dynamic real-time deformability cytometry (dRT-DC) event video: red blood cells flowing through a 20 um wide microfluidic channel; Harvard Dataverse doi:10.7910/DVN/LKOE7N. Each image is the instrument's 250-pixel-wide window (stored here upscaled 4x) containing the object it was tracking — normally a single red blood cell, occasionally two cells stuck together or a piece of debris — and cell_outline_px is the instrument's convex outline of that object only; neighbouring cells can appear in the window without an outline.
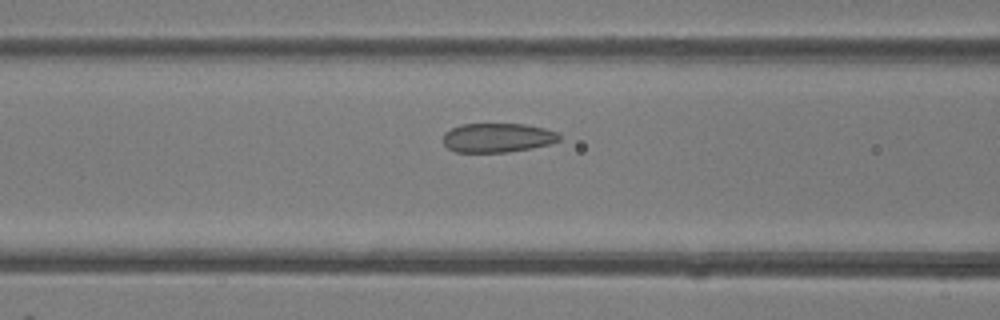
{"species": "common noctule bat (a hibernating species)", "species_latin": "Nyctalus noctula", "temperature_condition": "room temperature", "stored_images_in_passage": 44, "camera_frame_rate_fps": 3000, "um_per_image_px": 0.085, "animal": {"sex": "female"}, "frame": {"image": 1, "passage_image": 16, "time_ms": 5.0, "image_size_px": [1000, 320], "cell_outline_px": [[560, 140], [552, 144], [532, 148], [508, 152], [456, 152], [448, 148], [444, 144], [444, 132], [460, 124], [524, 124], [544, 128], [556, 132], [560, 136]], "centroid_in_image_um": [42.3, 11.71], "position_along_channel_um": 124.3, "area_um2": 19.83}}
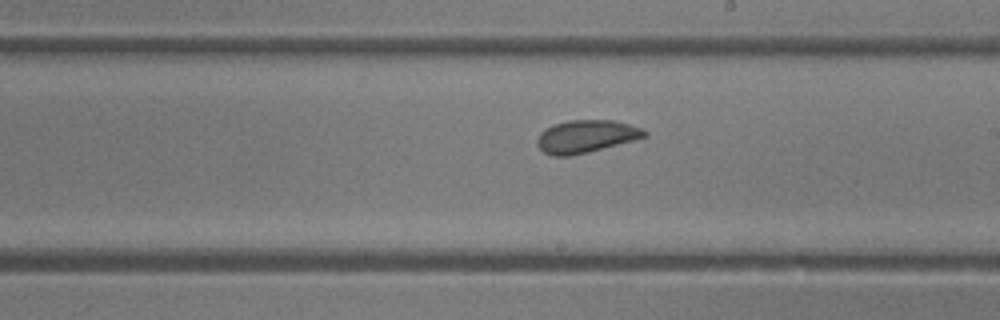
{"frame": {"image": 2, "passage_image": 24, "time_ms": 7.667, "image_size_px": [1000, 320], "cell_outline_px": [[648, 136], [636, 140], [588, 152], [568, 156], [552, 156], [544, 152], [536, 144], [536, 140], [540, 132], [544, 128], [568, 120], [616, 120], [640, 128], [648, 132]], "centroid_in_image_um": [49.81, 11.59], "position_along_channel_um": 239.2, "area_um2": 20.52}}
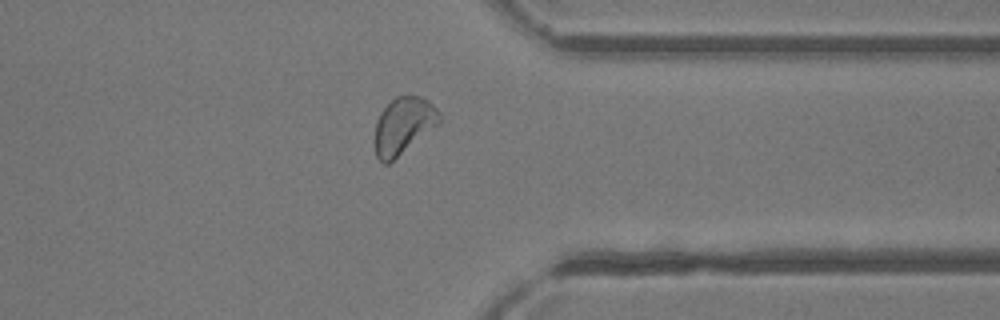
{"frame": {"image": 3, "passage_image": 34, "time_ms": 11.0, "image_size_px": [1000, 320], "cell_outline_px": [[440, 124], [388, 164], [384, 164], [376, 156], [372, 144], [372, 140], [376, 120], [380, 112], [396, 96], [420, 96], [428, 100], [440, 112]], "centroid_in_image_um": [34.25, 10.71], "position_along_channel_um": 377.1, "area_um2": 21.79}, "authors_computed_cell_mechanics": {"area_um2": 21.5594, "velocity_mm_per_s": 4.3135, "shape_relaxation_time_tau1_ms": 2.766, "shape_relaxation_time_tau2_ms": 1.0705, "deformation_change_tau1": 0.0738, "deformation_change_tau2": 0.0612}}